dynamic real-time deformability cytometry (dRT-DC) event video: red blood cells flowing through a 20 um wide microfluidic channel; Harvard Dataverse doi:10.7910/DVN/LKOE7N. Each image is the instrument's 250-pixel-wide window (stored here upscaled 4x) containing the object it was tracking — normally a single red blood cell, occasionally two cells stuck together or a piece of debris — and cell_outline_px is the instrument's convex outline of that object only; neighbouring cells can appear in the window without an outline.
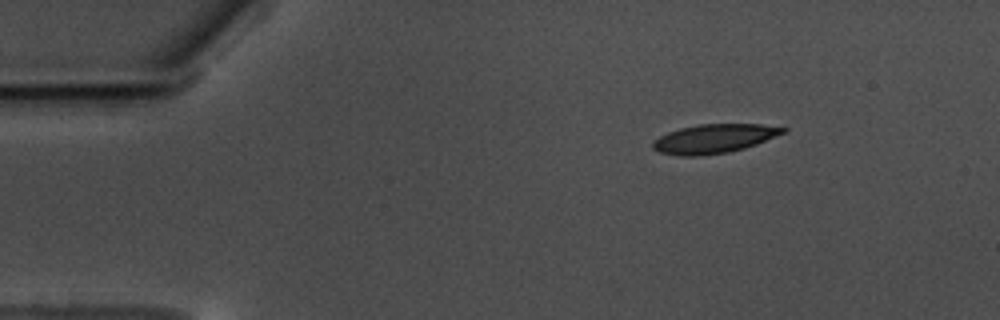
{"species": "common noctule bat (a hibernating species)", "species_latin": "Nyctalus noctula", "temperature_condition": "warm", "stored_images_in_passage": 51, "camera_frame_rate_fps": 3000, "um_per_image_px": 0.085, "animal": {"sex": "male", "body_mass_g": 17.5, "forearm_length_mm": 52.3}, "frame": {"image": 1, "passage_image": 1, "time_ms": 0.0, "image_size_px": [1000, 320], "cell_outline_px": [[788, 132], [756, 144], [744, 148], [728, 152], [696, 156], [680, 156], [660, 152], [652, 148], [652, 140], [668, 132], [680, 128], [696, 124], [760, 124], [788, 128]], "centroid_in_image_um": [60.7, 11.78], "position_along_channel_um": 24.3, "area_um2": 22.08}}
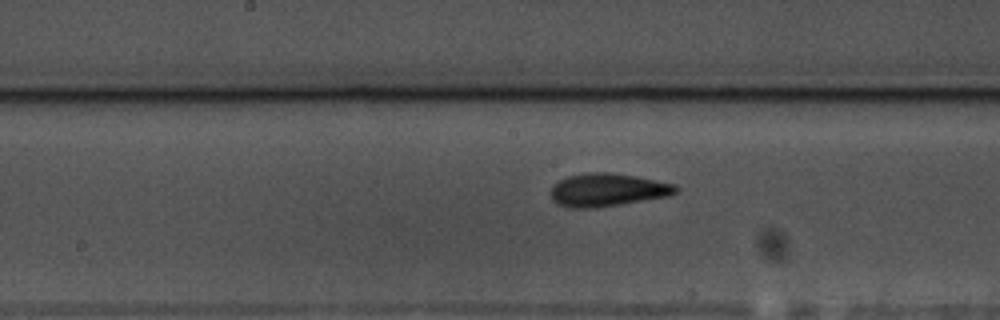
{"frame": {"image": 2, "passage_image": 22, "time_ms": 7.0, "image_size_px": [1000, 320], "cell_outline_px": [[680, 188], [676, 192], [668, 196], [620, 204], [592, 208], [568, 208], [556, 204], [552, 200], [552, 184], [568, 176], [592, 172], [612, 172], [636, 176], [676, 184]], "centroid_in_image_um": [51.63, 16.14], "position_along_channel_um": 196.6, "area_um2": 24.1}}
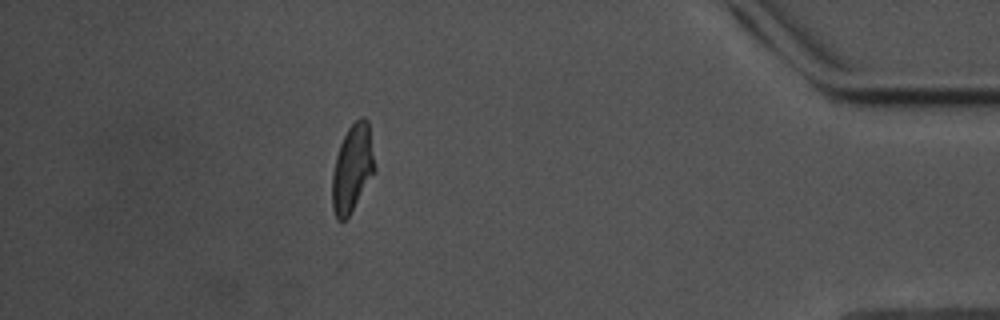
{"frame": {"image": 3, "passage_image": 44, "time_ms": 14.333, "image_size_px": [1000, 320], "cell_outline_px": [[376, 168], [348, 216], [344, 220], [336, 220], [332, 208], [332, 172], [336, 156], [340, 144], [348, 128], [360, 116], [364, 116], [368, 120]], "centroid_in_image_um": [29.94, 14.27], "position_along_channel_um": 405.3, "area_um2": 21.44}, "authors_computed_cell_mechanics": {"area_um2": 22.3686, "velocity_mm_per_s": 3.5071, "shape_relaxation_time_tau1_ms": 5.167, "shape_relaxation_time_tau2_ms": 2.3315, "deformation_change_tau1": 0.1519, "deformation_change_tau2": 0.0985}}